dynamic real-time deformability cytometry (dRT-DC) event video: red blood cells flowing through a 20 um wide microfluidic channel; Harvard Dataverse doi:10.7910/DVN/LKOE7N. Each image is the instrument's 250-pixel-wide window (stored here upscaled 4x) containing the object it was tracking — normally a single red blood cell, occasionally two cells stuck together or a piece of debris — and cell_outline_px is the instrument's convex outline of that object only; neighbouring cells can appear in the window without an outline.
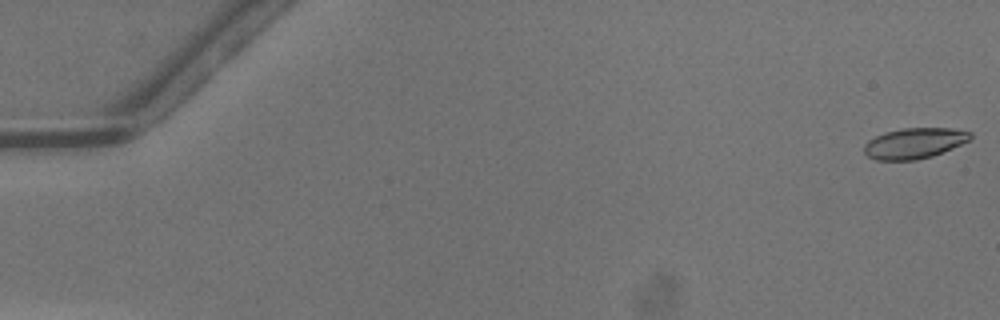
{"species": "common noctule bat (a hibernating species)", "species_latin": "Nyctalus noctula", "temperature_condition": "warm", "stored_images_in_passage": 50, "camera_frame_rate_fps": 3000, "um_per_image_px": 0.085, "animal": {"sex": "male", "body_mass_g": 13.3}, "frame": {"image": 1, "passage_image": 1, "time_ms": 0.0, "image_size_px": [1000, 320], "cell_outline_px": [[972, 140], [932, 156], [916, 160], [876, 160], [868, 156], [864, 152], [864, 144], [868, 140], [884, 132], [904, 128], [952, 128], [972, 132]], "centroid_in_image_um": [77.74, 12.17], "position_along_channel_um": 7.3, "area_um2": 19.07}}
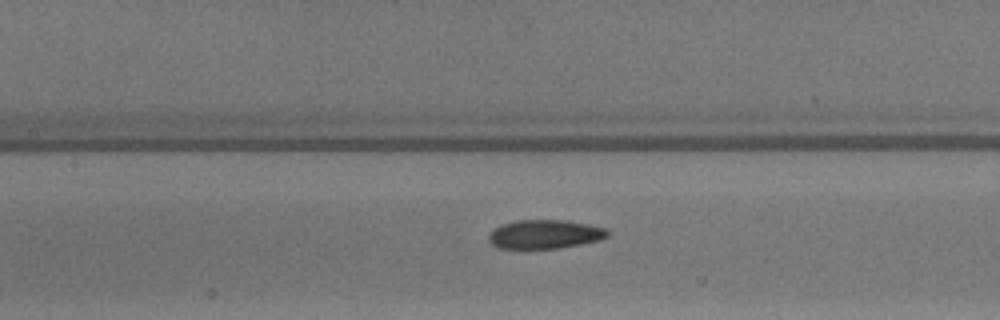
{"frame": {"image": 2, "passage_image": 24, "time_ms": 7.667, "image_size_px": [1000, 320], "cell_outline_px": [[608, 236], [600, 240], [560, 248], [496, 248], [488, 240], [488, 236], [500, 224], [516, 220], [568, 220], [588, 224], [604, 228], [608, 232]], "centroid_in_image_um": [46.3, 19.9], "position_along_channel_um": 161.1, "area_um2": 19.94}}
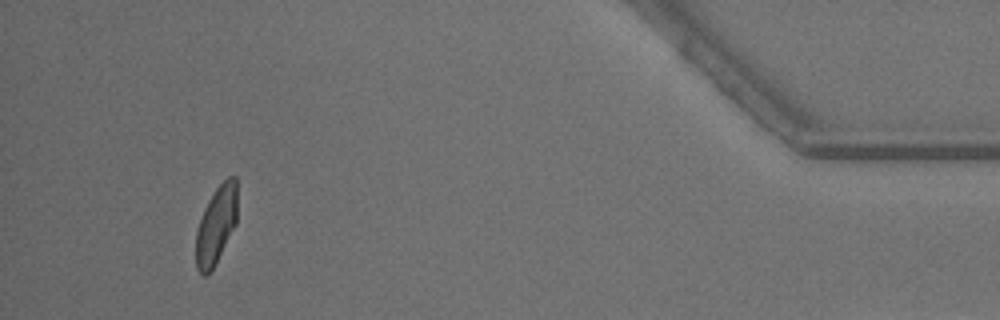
{"frame": {"image": 3, "passage_image": 47, "time_ms": 15.333, "image_size_px": [1000, 320], "cell_outline_px": [[236, 224], [212, 268], [204, 276], [196, 268], [196, 232], [204, 208], [208, 200], [216, 188], [228, 176], [236, 176]], "centroid_in_image_um": [18.36, 19.09], "position_along_channel_um": 416.8, "area_um2": 18.32}, "authors_computed_cell_mechanics": {"area_um2": 19.941, "velocity_mm_per_s": 4.2432, "shape_relaxation_time_tau1_ms": 4.5282, "shape_relaxation_time_tau2_ms": 1.8314, "deformation_change_tau1": 0.1404, "deformation_change_tau2": 0.0806}}